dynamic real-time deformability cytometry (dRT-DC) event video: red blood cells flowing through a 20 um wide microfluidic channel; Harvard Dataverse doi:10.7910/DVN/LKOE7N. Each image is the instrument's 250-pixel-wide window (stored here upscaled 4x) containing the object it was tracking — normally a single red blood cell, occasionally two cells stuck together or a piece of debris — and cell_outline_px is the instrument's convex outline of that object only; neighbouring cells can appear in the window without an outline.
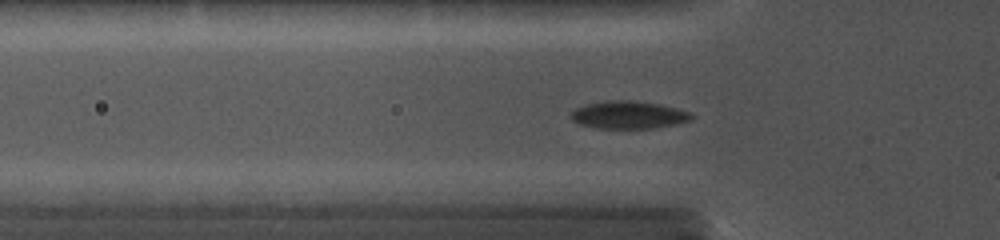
{"species": "common noctule bat (a hibernating species)", "species_latin": "Nyctalus noctula", "temperature_condition": "cold", "stored_images_in_passage": 9, "camera_frame_rate_fps": 5000, "um_per_image_px": 0.085, "animal": {"sex": "female", "body_mass_g": 19.0, "forearm_length_mm": 56.7}, "frame": {"image": 1, "passage_image": 4, "time_ms": 1.0, "image_size_px": [1000, 240], "cell_outline_px": [[696, 116], [692, 120], [676, 124], [652, 128], [596, 128], [580, 124], [572, 120], [568, 116], [576, 108], [588, 104], [604, 100], [632, 100], [660, 104], [692, 112]], "centroid_in_image_um": [53.46, 9.76], "position_along_channel_um": 72.3, "area_um2": 19.59}}